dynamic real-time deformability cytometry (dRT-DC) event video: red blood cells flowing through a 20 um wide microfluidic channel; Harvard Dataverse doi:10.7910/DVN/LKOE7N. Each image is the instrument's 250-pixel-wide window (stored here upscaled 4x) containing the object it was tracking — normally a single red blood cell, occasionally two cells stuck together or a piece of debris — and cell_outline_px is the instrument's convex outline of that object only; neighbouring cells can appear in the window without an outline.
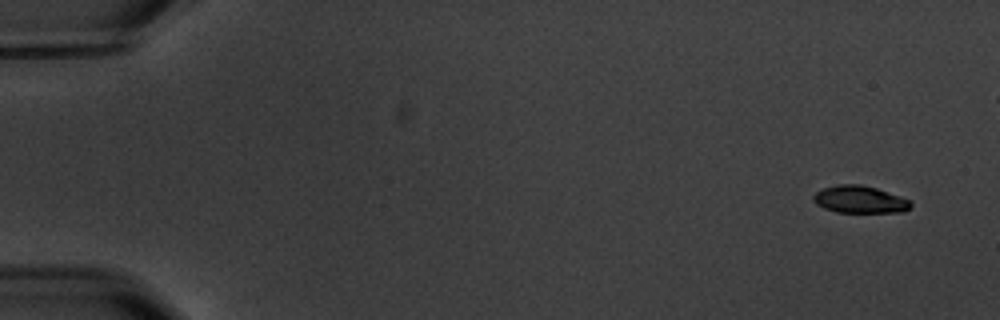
{"species": "common noctule bat (a hibernating species)", "species_latin": "Nyctalus noctula", "temperature_condition": "warm", "stored_images_in_passage": 6, "camera_frame_rate_fps": 3000, "um_per_image_px": 0.085, "animal": {"sex": "male", "body_mass_g": 20.1, "forearm_length_mm": 53.5}, "frame": {"image": 1, "passage_image": 1, "time_ms": 0.0, "image_size_px": [1000, 320], "cell_outline_px": [[912, 208], [904, 212], [836, 212], [824, 208], [816, 204], [812, 200], [812, 196], [816, 192], [824, 188], [840, 184], [860, 184], [876, 188], [908, 200], [912, 204]], "centroid_in_image_um": [73.06, 16.96], "position_along_channel_um": 11.9, "area_um2": 15.37}}
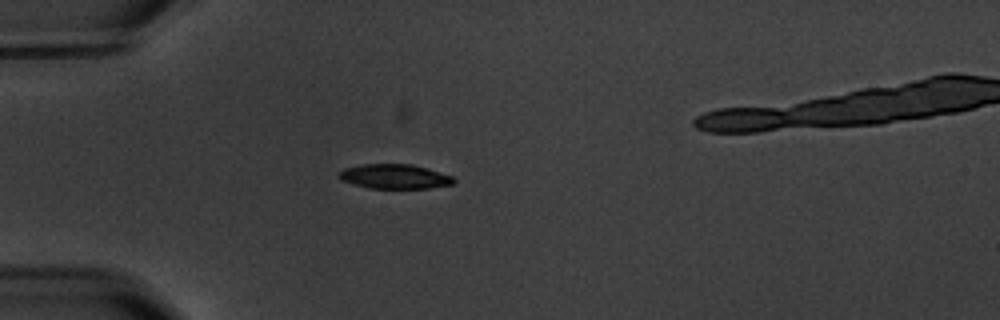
{"frame": {"image": 2, "passage_image": 5, "time_ms": 4.667, "image_size_px": [1000, 320], "cell_outline_px": [[456, 180], [452, 184], [428, 188], [372, 188], [340, 180], [336, 176], [336, 172], [344, 168], [360, 164], [412, 164], [428, 168], [452, 176]], "centroid_in_image_um": [33.5, 14.98], "position_along_channel_um": 51.5, "area_um2": 16.47}}